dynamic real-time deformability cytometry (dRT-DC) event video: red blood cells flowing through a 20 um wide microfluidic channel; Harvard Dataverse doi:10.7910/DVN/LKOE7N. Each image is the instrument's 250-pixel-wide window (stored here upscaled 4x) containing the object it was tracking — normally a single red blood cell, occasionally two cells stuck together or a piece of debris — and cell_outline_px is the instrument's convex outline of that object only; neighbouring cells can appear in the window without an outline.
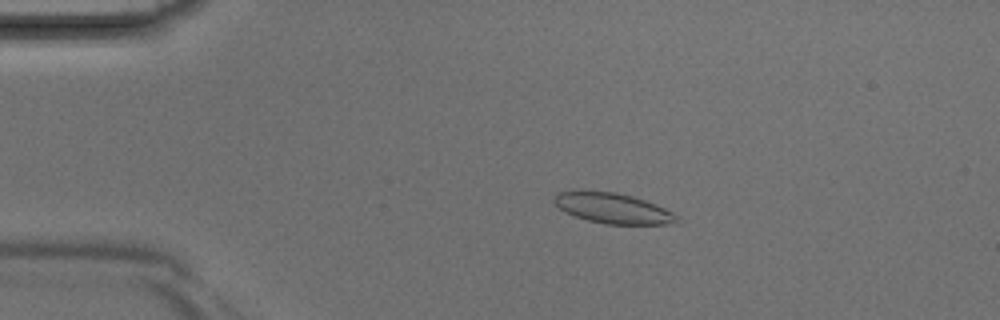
{"species": "Egyptian fruit bat (a non-hibernating species)", "species_latin": "Rousettus aegyptiacus", "temperature_condition": "room temperature", "stored_images_in_passage": 4, "camera_frame_rate_fps": 3000, "um_per_image_px": 0.085, "animal": {"sex": "male"}, "frame": {"image": 1, "passage_image": 3, "time_ms": 0.667, "image_size_px": [1000, 320], "cell_outline_px": [[680, 216], [676, 224], [604, 224], [588, 220], [564, 212], [552, 200], [556, 192], [572, 188], [616, 192], [632, 196], [656, 204]], "centroid_in_image_um": [52.03, 17.66], "position_along_channel_um": 33.0, "area_um2": 22.31}}